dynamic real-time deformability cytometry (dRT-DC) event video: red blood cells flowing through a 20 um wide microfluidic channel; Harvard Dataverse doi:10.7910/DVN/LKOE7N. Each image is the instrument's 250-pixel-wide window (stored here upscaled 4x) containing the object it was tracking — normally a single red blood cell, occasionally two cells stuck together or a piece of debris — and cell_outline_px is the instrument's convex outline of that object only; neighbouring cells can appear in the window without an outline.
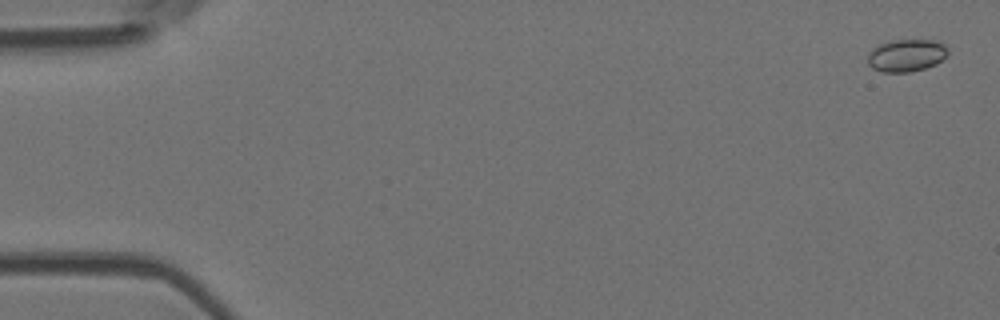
{"species": "Egyptian fruit bat (a non-hibernating species)", "species_latin": "Rousettus aegyptiacus", "temperature_condition": "room temperature", "stored_images_in_passage": 5, "camera_frame_rate_fps": 3000, "um_per_image_px": 0.085, "animal": {"sex": "female"}, "frame": {"image": 1, "passage_image": 1, "time_ms": 0.0, "image_size_px": [1000, 320], "cell_outline_px": [[948, 52], [936, 64], [924, 68], [908, 72], [880, 72], [872, 68], [868, 64], [868, 52], [872, 48], [880, 44], [892, 40], [940, 40], [948, 48]], "centroid_in_image_um": [77.02, 4.7], "position_along_channel_um": 8.0, "area_um2": 15.2}}
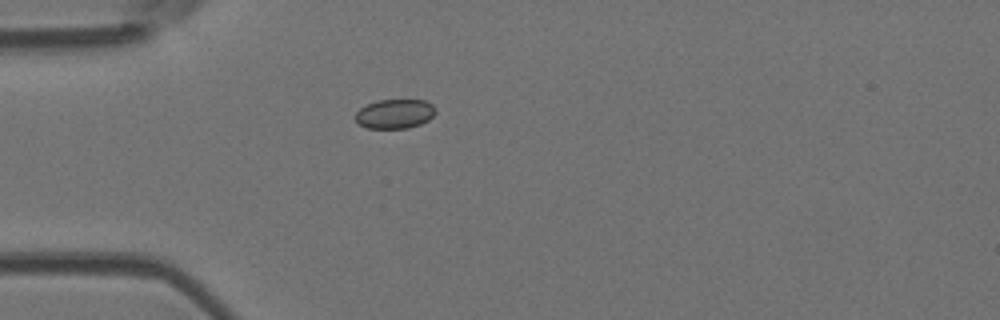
{"frame": {"image": 2, "passage_image": 5, "time_ms": 4.667, "image_size_px": [1000, 320], "cell_outline_px": [[436, 112], [428, 120], [420, 124], [408, 128], [368, 128], [360, 124], [356, 120], [356, 112], [360, 108], [368, 104], [380, 100], [424, 100], [432, 104], [436, 108]], "centroid_in_image_um": [33.58, 9.67], "position_along_channel_um": 51.4, "area_um2": 13.58}}